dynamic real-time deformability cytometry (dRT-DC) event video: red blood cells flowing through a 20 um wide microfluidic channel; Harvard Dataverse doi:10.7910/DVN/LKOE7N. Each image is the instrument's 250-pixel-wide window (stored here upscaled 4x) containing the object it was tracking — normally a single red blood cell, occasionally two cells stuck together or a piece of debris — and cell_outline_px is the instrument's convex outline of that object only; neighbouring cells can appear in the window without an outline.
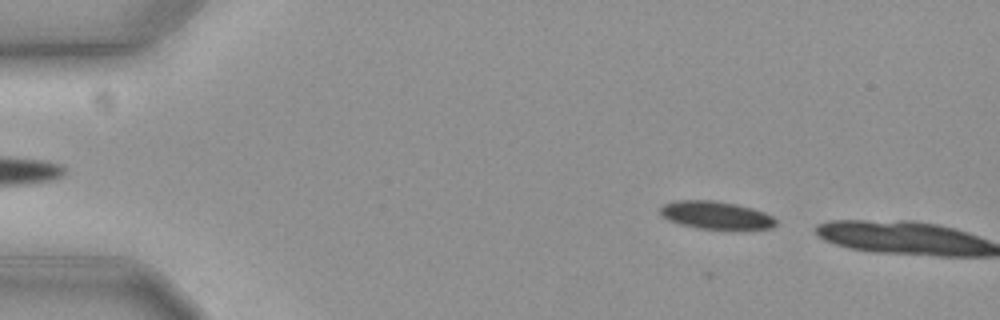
{"species": "common noctule bat (a hibernating species)", "species_latin": "Nyctalus noctula", "temperature_condition": "cold", "stored_images_in_passage": 5, "camera_frame_rate_fps": 3000, "um_per_image_px": 0.085, "animal": {"sex": "female", "body_mass_g": 19.3, "forearm_length_mm": 54.1}, "frame": {"image": 1, "passage_image": 4, "time_ms": 1.0, "image_size_px": [1000, 320], "cell_outline_px": [[776, 224], [772, 228], [696, 228], [680, 224], [668, 220], [660, 212], [660, 208], [664, 204], [676, 200], [712, 200], [736, 204], [752, 208], [764, 212], [772, 216], [776, 220]], "centroid_in_image_um": [60.83, 18.27], "position_along_channel_um": 24.2, "area_um2": 18.38}}